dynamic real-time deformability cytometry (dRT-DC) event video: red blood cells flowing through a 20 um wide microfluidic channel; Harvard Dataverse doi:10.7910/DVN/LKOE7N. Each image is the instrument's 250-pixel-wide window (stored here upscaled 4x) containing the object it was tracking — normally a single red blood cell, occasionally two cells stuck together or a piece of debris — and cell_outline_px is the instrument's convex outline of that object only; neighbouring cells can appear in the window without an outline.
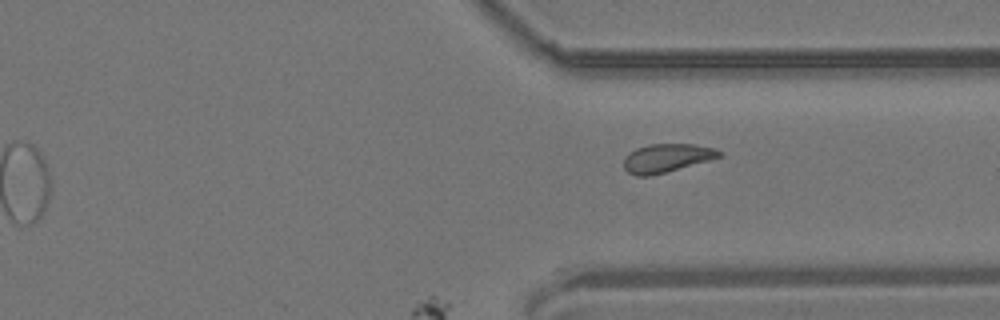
{"species": "common noctule bat (a hibernating species)", "species_latin": "Nyctalus noctula", "temperature_condition": "room temperature", "stored_images_in_passage": 37, "camera_frame_rate_fps": 3000, "um_per_image_px": 0.085, "animal": {"sex": "male", "body_mass_g": 19.2, "forearm_length_mm": 51.8}, "frame": {"image": 1, "passage_image": 37, "time_ms": 12.0, "image_size_px": [1000, 320], "cell_outline_px": [[724, 156], [652, 176], [636, 176], [628, 172], [624, 168], [624, 156], [628, 152], [636, 148], [648, 144], [692, 144], [716, 148], [724, 152]], "centroid_in_image_um": [56.68, 13.43], "position_along_channel_um": 354.7, "area_um2": 16.13}}